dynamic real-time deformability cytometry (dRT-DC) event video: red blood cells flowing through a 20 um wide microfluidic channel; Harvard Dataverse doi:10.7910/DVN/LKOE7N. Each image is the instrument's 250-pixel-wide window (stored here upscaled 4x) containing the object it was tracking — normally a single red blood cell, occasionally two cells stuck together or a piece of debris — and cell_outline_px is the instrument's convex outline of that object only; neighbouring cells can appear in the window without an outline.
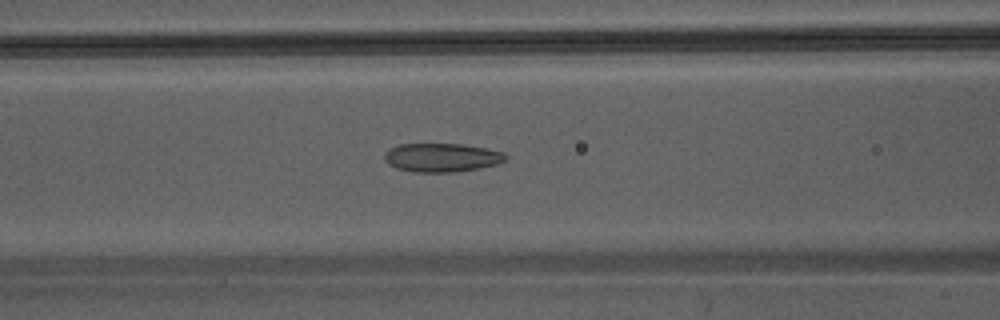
{"species": "Egyptian fruit bat (a non-hibernating species)", "species_latin": "Rousettus aegyptiacus", "temperature_condition": "warm", "stored_images_in_passage": 45, "camera_frame_rate_fps": 3000, "um_per_image_px": 0.085, "animal": {"sex": "male"}, "frame": {"image": 1, "passage_image": 20, "time_ms": 6.333, "image_size_px": [1000, 320], "cell_outline_px": [[508, 160], [496, 164], [480, 168], [456, 172], [416, 172], [396, 168], [388, 164], [384, 160], [384, 156], [392, 148], [400, 144], [464, 144], [504, 152], [508, 156]], "centroid_in_image_um": [37.6, 13.4], "position_along_channel_um": 129.0, "area_um2": 20.23}}
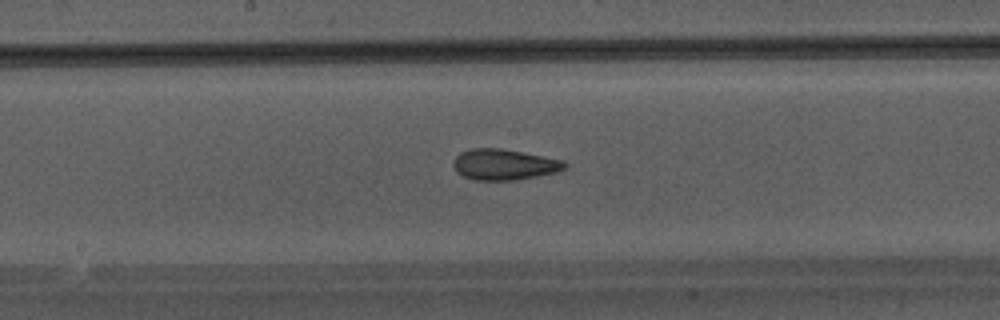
{"frame": {"image": 2, "passage_image": 25, "time_ms": 8.0, "image_size_px": [1000, 320], "cell_outline_px": [[568, 164], [564, 168], [556, 172], [516, 180], [472, 180], [456, 172], [452, 164], [456, 156], [460, 152], [472, 148], [500, 148], [544, 156], [564, 160]], "centroid_in_image_um": [42.83, 13.98], "position_along_channel_um": 205.4, "area_um2": 20.06}}
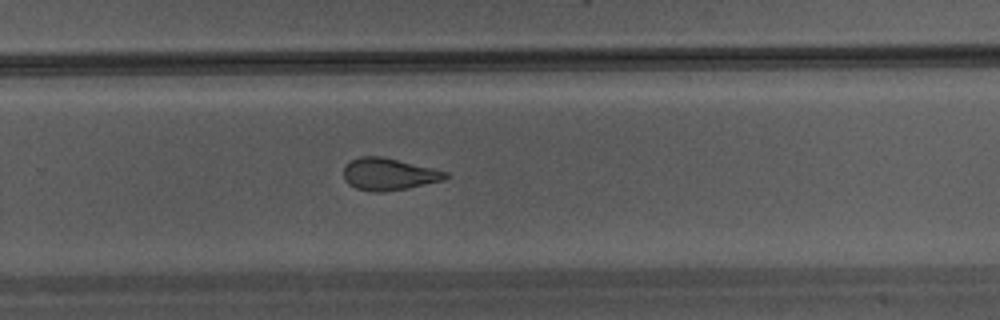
{"frame": {"image": 3, "passage_image": 31, "time_ms": 10.0, "image_size_px": [1000, 320], "cell_outline_px": [[448, 176], [444, 180], [408, 188], [380, 192], [372, 192], [356, 188], [348, 184], [344, 180], [344, 164], [360, 156], [380, 156], [432, 168], [448, 172]], "centroid_in_image_um": [33.01, 14.81], "position_along_channel_um": 296.8, "area_um2": 18.96}}